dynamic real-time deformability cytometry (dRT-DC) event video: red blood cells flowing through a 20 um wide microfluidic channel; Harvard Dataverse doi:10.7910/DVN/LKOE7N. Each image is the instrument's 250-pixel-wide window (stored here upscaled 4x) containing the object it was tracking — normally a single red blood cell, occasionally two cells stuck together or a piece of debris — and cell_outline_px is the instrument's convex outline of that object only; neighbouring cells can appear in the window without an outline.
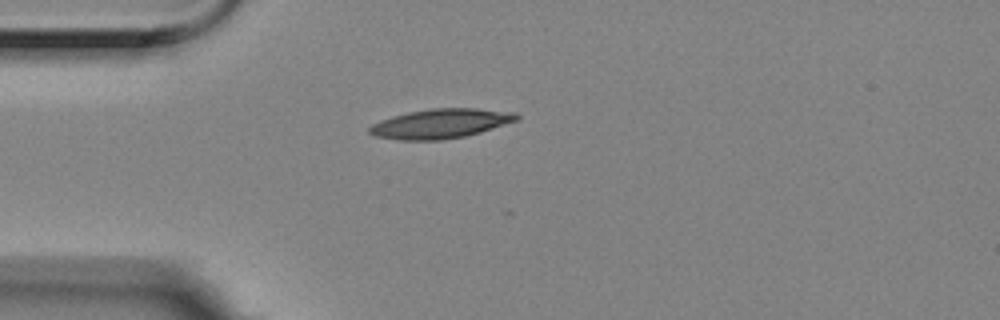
{"species": "Egyptian fruit bat (a non-hibernating species)", "species_latin": "Rousettus aegyptiacus", "temperature_condition": "room temperature", "stored_images_in_passage": 2, "camera_frame_rate_fps": 3000, "um_per_image_px": 0.085, "animal": {"sex": "female"}, "frame": {"image": 1, "passage_image": 1, "time_ms": 0.0, "image_size_px": [1000, 320], "cell_outline_px": [[520, 120], [480, 132], [464, 136], [440, 140], [400, 140], [376, 136], [368, 132], [368, 128], [372, 124], [380, 120], [392, 116], [408, 112], [432, 108], [476, 108], [516, 112], [520, 116]], "centroid_in_image_um": [37.48, 10.5], "position_along_channel_um": 47.5, "area_um2": 25.37}}